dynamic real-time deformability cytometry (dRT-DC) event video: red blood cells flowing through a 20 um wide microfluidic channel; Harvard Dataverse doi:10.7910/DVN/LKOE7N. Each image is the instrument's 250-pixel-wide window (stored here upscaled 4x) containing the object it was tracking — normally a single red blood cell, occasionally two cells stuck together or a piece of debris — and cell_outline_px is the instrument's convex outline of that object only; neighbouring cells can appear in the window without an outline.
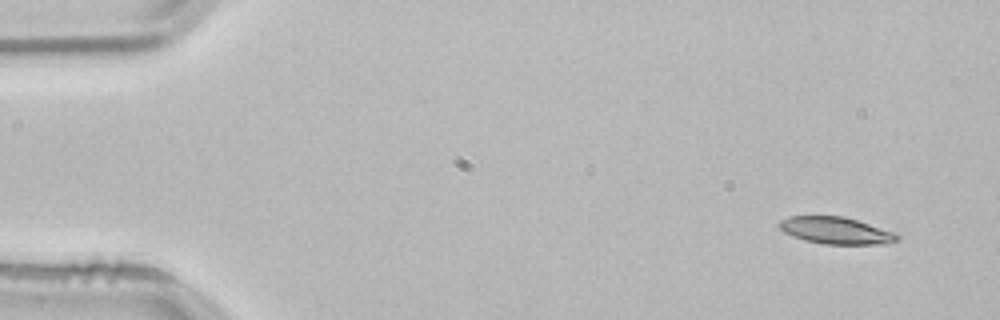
{"species": "common noctule bat (a hibernating species)", "species_latin": "Nyctalus noctula", "temperature_condition": "room temperature", "stored_images_in_passage": 4, "camera_frame_rate_fps": 3000, "um_per_image_px": 0.085, "animal": {"sex": "male", "body_mass_g": 21.5, "forearm_length_mm": 52.0}, "frame": {"image": 1, "passage_image": 1, "time_ms": 0.0, "image_size_px": [1000, 320], "cell_outline_px": [[900, 240], [884, 244], [824, 244], [804, 240], [792, 236], [784, 232], [780, 228], [780, 220], [788, 216], [844, 216], [896, 232], [900, 236]], "centroid_in_image_um": [71.09, 19.6], "position_along_channel_um": 13.9, "area_um2": 18.61}}
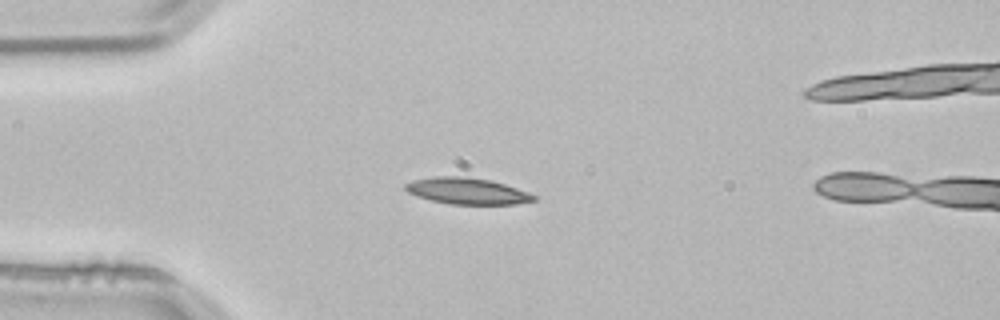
{"frame": {"image": 2, "passage_image": 3, "time_ms": 0.667, "image_size_px": [1000, 320], "cell_outline_px": [[536, 200], [516, 204], [452, 204], [432, 200], [408, 192], [404, 188], [404, 184], [412, 180], [436, 176], [464, 176], [488, 180], [504, 184], [528, 192], [536, 196]], "centroid_in_image_um": [39.7, 16.23], "position_along_channel_um": 45.3, "area_um2": 19.48}}